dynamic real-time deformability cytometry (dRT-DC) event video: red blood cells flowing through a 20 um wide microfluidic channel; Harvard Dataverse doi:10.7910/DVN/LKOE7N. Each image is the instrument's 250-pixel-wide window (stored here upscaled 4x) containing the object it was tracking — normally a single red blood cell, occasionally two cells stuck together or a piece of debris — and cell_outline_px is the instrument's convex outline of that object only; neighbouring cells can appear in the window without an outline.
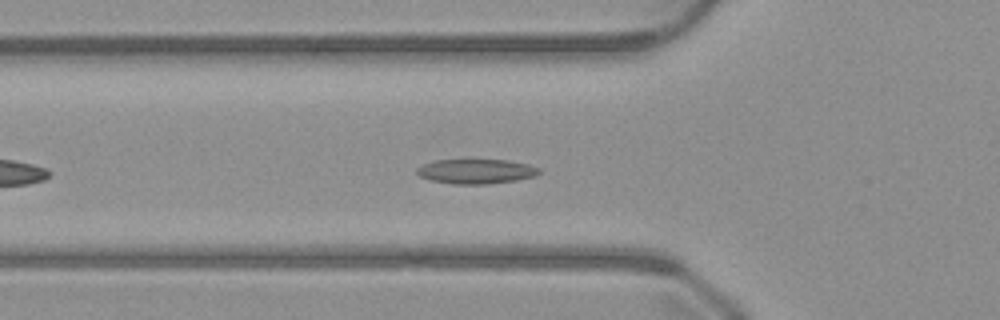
{"species": "common noctule bat (a hibernating species)", "species_latin": "Nyctalus noctula", "temperature_condition": "warm", "stored_images_in_passage": 33, "camera_frame_rate_fps": 3000, "um_per_image_px": 0.085, "animal": {"sex": "male", "body_mass_g": 23.1, "forearm_length_mm": 52.7}, "frame": {"image": 1, "passage_image": 8, "time_ms": 2.333, "image_size_px": [1000, 320], "cell_outline_px": [[540, 172], [536, 176], [516, 180], [488, 184], [452, 184], [432, 180], [420, 176], [416, 172], [416, 168], [424, 164], [436, 160], [508, 160], [528, 164], [540, 168]], "centroid_in_image_um": [40.49, 14.57], "position_along_channel_um": 85.3, "area_um2": 17.51}}
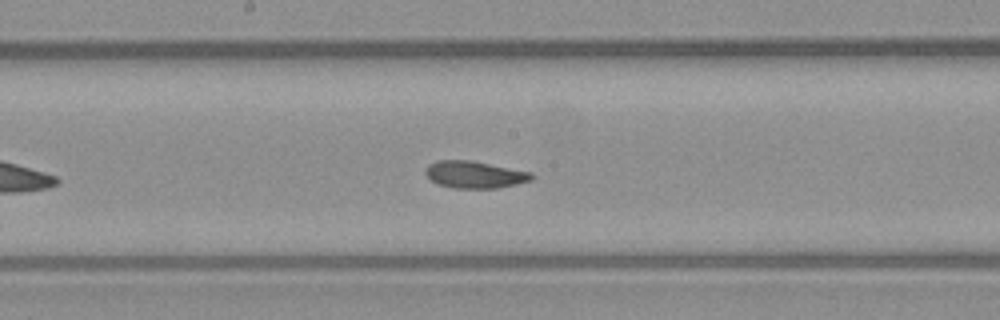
{"frame": {"image": 2, "passage_image": 17, "time_ms": 5.333, "image_size_px": [1000, 320], "cell_outline_px": [[532, 180], [516, 184], [496, 188], [452, 188], [440, 184], [432, 180], [424, 172], [424, 168], [428, 164], [436, 160], [472, 160], [532, 172]], "centroid_in_image_um": [40.33, 14.82], "position_along_channel_um": 207.9, "area_um2": 16.76}}
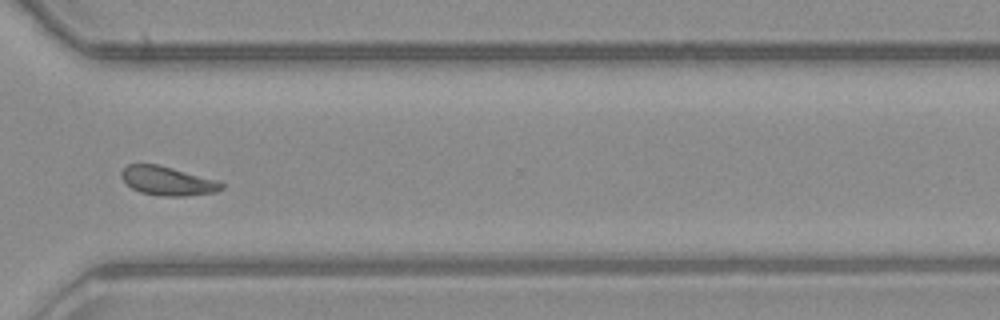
{"frame": {"image": 3, "passage_image": 28, "time_ms": 9.0, "image_size_px": [1000, 320], "cell_outline_px": [[224, 188], [216, 192], [184, 196], [164, 196], [140, 192], [132, 188], [120, 176], [120, 172], [128, 164], [156, 164], [220, 180], [224, 184]], "centroid_in_image_um": [14.28, 15.38], "position_along_channel_um": 356.3, "area_um2": 16.88}}